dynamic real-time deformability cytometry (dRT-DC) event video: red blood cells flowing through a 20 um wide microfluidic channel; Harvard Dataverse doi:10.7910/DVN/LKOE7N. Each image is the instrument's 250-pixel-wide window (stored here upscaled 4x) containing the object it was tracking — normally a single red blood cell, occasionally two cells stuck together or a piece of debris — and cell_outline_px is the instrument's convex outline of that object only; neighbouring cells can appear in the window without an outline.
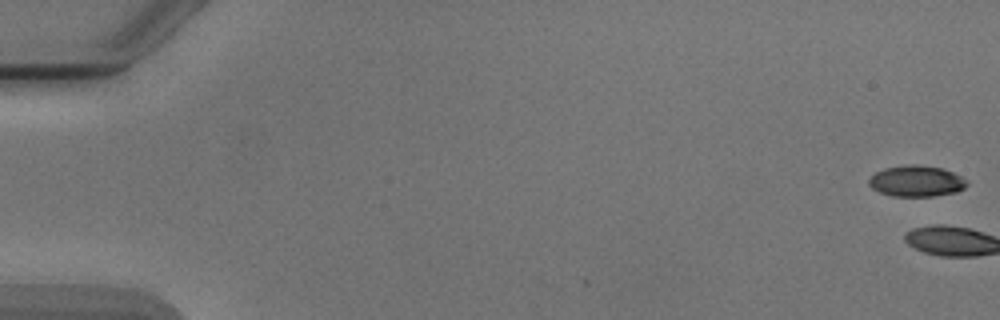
{"species": "Egyptian fruit bat (a non-hibernating species)", "species_latin": "Rousettus aegyptiacus", "temperature_condition": "cold", "stored_images_in_passage": 5, "camera_frame_rate_fps": 3000, "um_per_image_px": 0.085, "animal": {"sex": "male"}, "frame": {"image": 1, "passage_image": 1, "time_ms": 0.0, "image_size_px": [1000, 320], "cell_outline_px": [[968, 184], [964, 188], [956, 192], [932, 196], [892, 196], [880, 192], [872, 188], [868, 184], [868, 180], [876, 172], [884, 168], [904, 164], [916, 164], [944, 168], [960, 176]], "centroid_in_image_um": [77.87, 15.38], "position_along_channel_um": 7.1, "area_um2": 17.74}}